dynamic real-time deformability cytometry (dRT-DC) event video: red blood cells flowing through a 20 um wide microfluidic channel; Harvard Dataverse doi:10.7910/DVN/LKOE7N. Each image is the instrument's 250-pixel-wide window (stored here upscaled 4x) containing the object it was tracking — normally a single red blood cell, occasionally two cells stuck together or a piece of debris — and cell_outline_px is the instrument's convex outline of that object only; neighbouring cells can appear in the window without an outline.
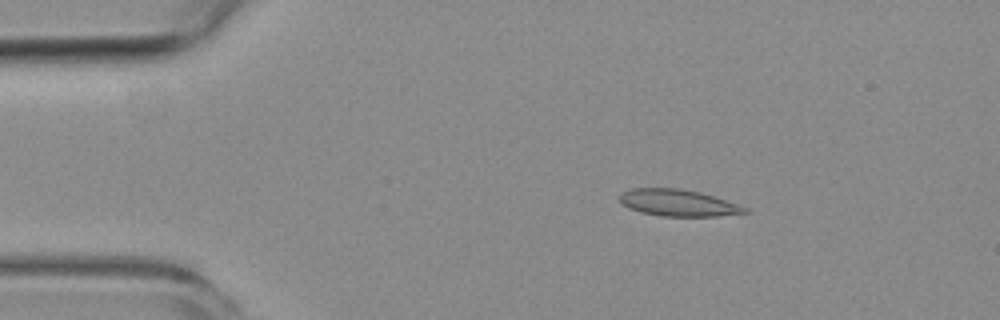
{"species": "common noctule bat (a hibernating species)", "species_latin": "Nyctalus noctula", "temperature_condition": "room temperature", "stored_images_in_passage": 9, "camera_frame_rate_fps": 3000, "um_per_image_px": 0.085, "animal": {"sex": "female", "body_mass_g": 19.3, "forearm_length_mm": 54.1}, "frame": {"image": 1, "passage_image": 2, "time_ms": 2.0, "image_size_px": [1000, 320], "cell_outline_px": [[748, 212], [716, 216], [660, 216], [640, 212], [628, 208], [620, 204], [620, 196], [624, 192], [632, 188], [680, 188], [700, 192], [748, 208]], "centroid_in_image_um": [57.58, 17.24], "position_along_channel_um": 27.4, "area_um2": 19.31}}
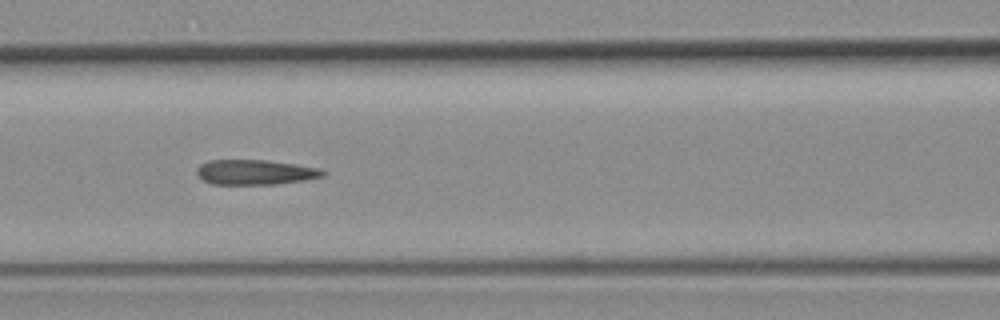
{"frame": {"image": 2, "passage_image": 6, "time_ms": 6.667, "image_size_px": [1000, 320], "cell_outline_px": [[328, 172], [324, 176], [304, 180], [276, 184], [212, 184], [204, 180], [196, 172], [196, 168], [200, 164], [208, 160], [268, 160], [296, 164], [320, 168]], "centroid_in_image_um": [21.72, 14.63], "position_along_channel_um": 144.9, "area_um2": 18.44}}
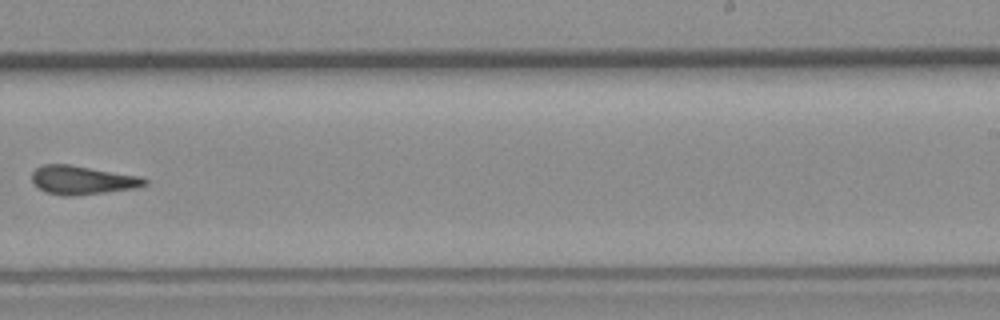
{"frame": {"image": 3, "passage_image": 9, "time_ms": 10.333, "image_size_px": [1000, 320], "cell_outline_px": [[148, 184], [136, 188], [72, 196], [64, 196], [44, 192], [32, 184], [32, 172], [36, 168], [44, 164], [68, 164], [140, 176], [148, 180]], "centroid_in_image_um": [6.97, 15.31], "position_along_channel_um": 282.0, "area_um2": 18.9}}